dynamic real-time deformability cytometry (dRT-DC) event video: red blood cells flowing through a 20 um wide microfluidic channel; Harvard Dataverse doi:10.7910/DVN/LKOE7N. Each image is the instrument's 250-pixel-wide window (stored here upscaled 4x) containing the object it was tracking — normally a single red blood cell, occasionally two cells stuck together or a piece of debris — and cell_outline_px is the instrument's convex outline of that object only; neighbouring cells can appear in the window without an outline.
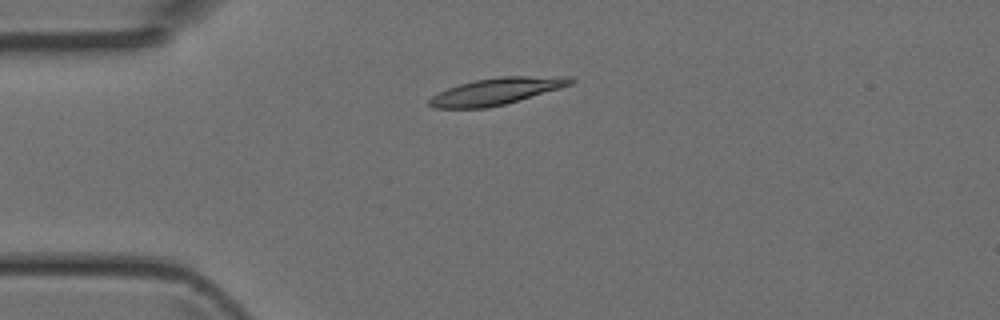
{"species": "Egyptian fruit bat (a non-hibernating species)", "species_latin": "Rousettus aegyptiacus", "temperature_condition": "room temperature", "stored_images_in_passage": 3, "camera_frame_rate_fps": 3000, "um_per_image_px": 0.085, "animal": {"sex": "female"}, "frame": {"image": 1, "passage_image": 3, "time_ms": 0.667, "image_size_px": [1000, 320], "cell_outline_px": [[576, 80], [572, 84], [560, 88], [520, 100], [488, 108], [432, 108], [428, 104], [428, 100], [432, 96], [448, 88], [460, 84], [476, 80], [500, 76], [572, 76]], "centroid_in_image_um": [42.23, 7.75], "position_along_channel_um": 42.8, "area_um2": 22.08}}